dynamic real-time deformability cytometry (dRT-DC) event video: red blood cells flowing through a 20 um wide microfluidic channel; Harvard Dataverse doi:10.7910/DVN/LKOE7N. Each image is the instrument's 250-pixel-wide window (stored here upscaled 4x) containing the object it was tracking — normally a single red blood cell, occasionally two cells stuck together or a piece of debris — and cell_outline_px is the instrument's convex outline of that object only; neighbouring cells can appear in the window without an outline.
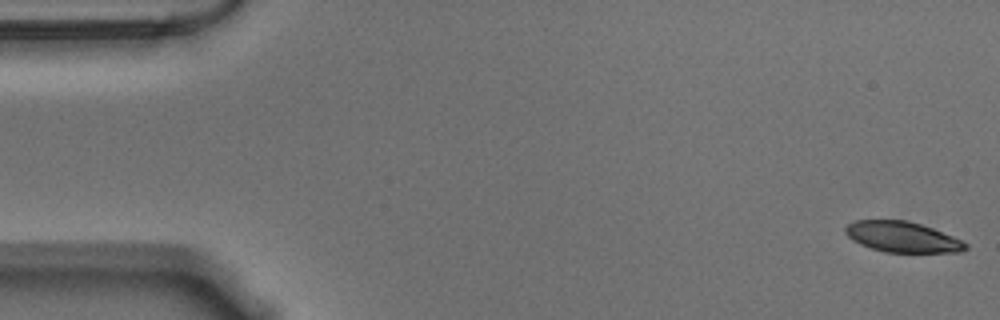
{"species": "Egyptian fruit bat (a non-hibernating species)", "species_latin": "Rousettus aegyptiacus", "temperature_condition": "warm", "stored_images_in_passage": 56, "camera_frame_rate_fps": 3000, "um_per_image_px": 0.085, "animal": {"sex": "male"}, "frame": {"image": 1, "passage_image": 1, "time_ms": 0.0, "image_size_px": [1000, 320], "cell_outline_px": [[968, 248], [960, 252], [884, 252], [860, 244], [852, 240], [844, 232], [844, 228], [852, 220], [908, 220], [932, 228], [952, 236], [968, 244]], "centroid_in_image_um": [76.67, 20.13], "position_along_channel_um": 8.3, "area_um2": 21.39}}
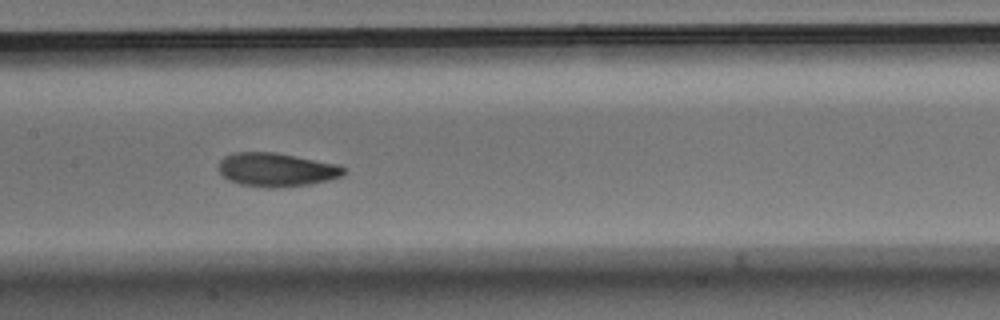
{"frame": {"image": 2, "passage_image": 27, "time_ms": 8.667, "image_size_px": [1000, 320], "cell_outline_px": [[344, 172], [340, 176], [328, 180], [308, 184], [276, 188], [268, 188], [240, 184], [228, 180], [220, 176], [216, 168], [220, 160], [224, 156], [236, 152], [276, 152], [340, 164], [344, 168]], "centroid_in_image_um": [23.43, 14.42], "position_along_channel_um": 184.0, "area_um2": 24.85}}
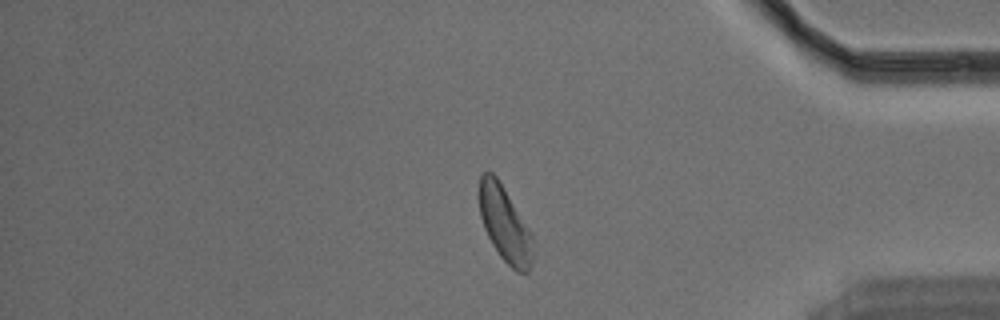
{"frame": {"image": 3, "passage_image": 47, "time_ms": 15.333, "image_size_px": [1000, 320], "cell_outline_px": [[536, 256], [528, 272], [516, 272], [500, 256], [492, 244], [484, 228], [480, 216], [476, 196], [480, 176], [484, 172], [492, 172], [496, 176], [528, 228], [532, 236]], "centroid_in_image_um": [42.89, 19.07], "position_along_channel_um": 392.3, "area_um2": 23.93}, "authors_computed_cell_mechanics": {"area_um2": 23.8425, "velocity_mm_per_s": 3.5363, "shape_relaxation_time_tau1_ms": 3.1376, "shape_relaxation_time_tau2_ms": 4.3943, "deformation_change_tau1": 0.1146, "deformation_change_tau2": 0.1115}}